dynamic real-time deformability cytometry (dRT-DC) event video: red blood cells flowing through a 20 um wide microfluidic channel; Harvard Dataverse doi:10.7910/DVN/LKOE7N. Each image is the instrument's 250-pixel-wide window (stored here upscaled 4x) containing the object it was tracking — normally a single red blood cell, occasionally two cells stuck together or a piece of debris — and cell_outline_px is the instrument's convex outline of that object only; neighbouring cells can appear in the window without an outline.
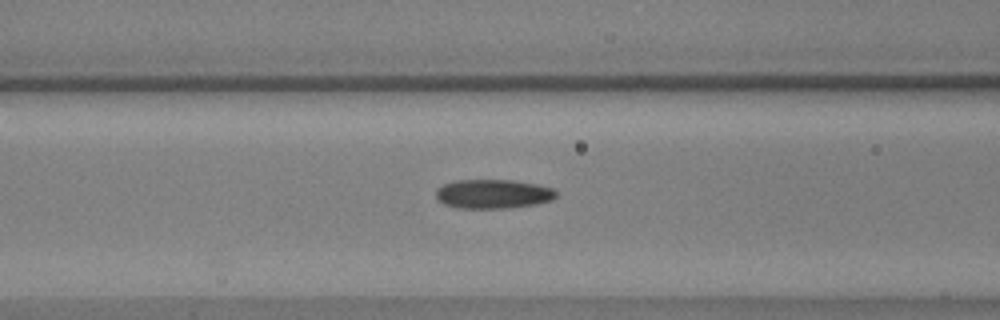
{"species": "common noctule bat (a hibernating species)", "species_latin": "Nyctalus noctula", "temperature_condition": "warm", "stored_images_in_passage": 30, "camera_frame_rate_fps": 3000, "um_per_image_px": 0.085, "animal": {"sex": "male", "body_mass_g": 17.9, "forearm_length_mm": 54.2}, "frame": {"image": 1, "passage_image": 8, "time_ms": 2.333, "image_size_px": [1000, 320], "cell_outline_px": [[556, 196], [552, 200], [536, 204], [508, 208], [460, 208], [444, 204], [436, 200], [436, 188], [444, 184], [456, 180], [512, 180], [536, 184], [552, 188], [556, 192]], "centroid_in_image_um": [41.88, 16.48], "position_along_channel_um": 124.7, "area_um2": 20.46}}
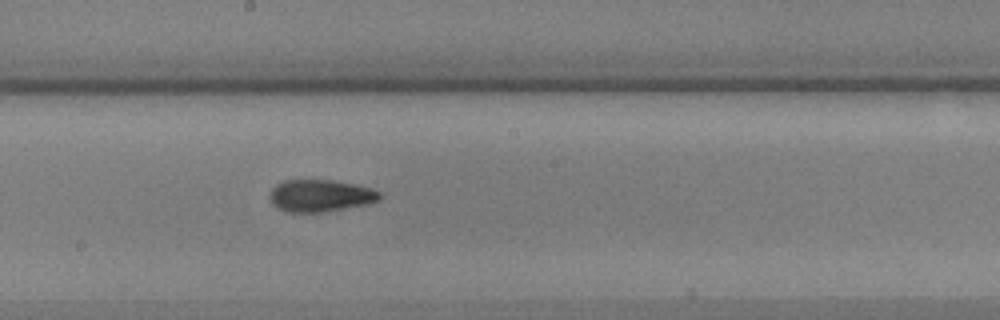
{"frame": {"image": 2, "passage_image": 16, "time_ms": 5.0, "image_size_px": [1000, 320], "cell_outline_px": [[384, 196], [380, 200], [368, 204], [348, 208], [324, 212], [284, 212], [276, 208], [272, 204], [268, 196], [272, 188], [276, 184], [284, 180], [332, 180], [356, 184], [372, 188], [380, 192]], "centroid_in_image_um": [27.24, 16.64], "position_along_channel_um": 221.0, "area_um2": 21.04}}
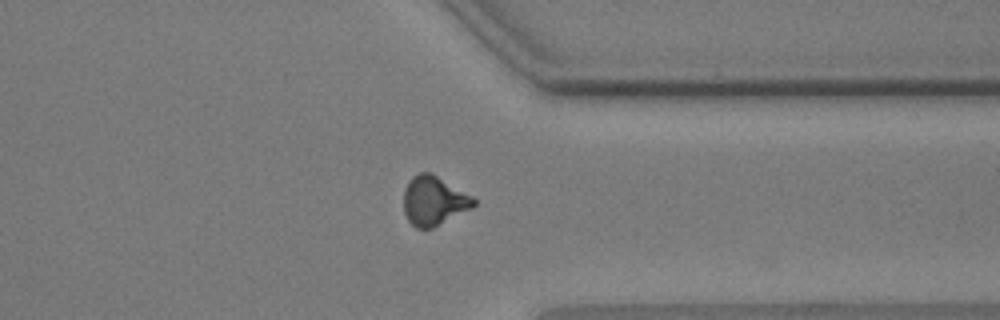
{"frame": {"image": 3, "passage_image": 29, "time_ms": 9.333, "image_size_px": [1000, 320], "cell_outline_px": [[476, 204], [472, 208], [432, 228], [416, 228], [408, 220], [404, 212], [404, 188], [408, 180], [412, 176], [420, 172], [432, 172], [472, 196], [476, 200]], "centroid_in_image_um": [36.86, 17.04], "position_along_channel_um": 374.5, "area_um2": 20.17}}